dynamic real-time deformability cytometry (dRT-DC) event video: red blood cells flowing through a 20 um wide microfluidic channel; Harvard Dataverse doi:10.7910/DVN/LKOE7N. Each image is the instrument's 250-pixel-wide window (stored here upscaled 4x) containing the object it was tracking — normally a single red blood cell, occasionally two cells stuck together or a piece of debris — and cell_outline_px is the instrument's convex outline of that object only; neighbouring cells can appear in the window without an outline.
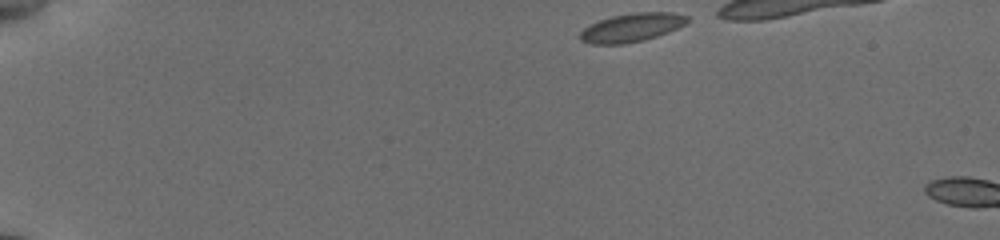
{"species": "common noctule bat (a hibernating species)", "species_latin": "Nyctalus noctula", "temperature_condition": "cold", "stored_images_in_passage": 4, "camera_frame_rate_fps": 3000, "um_per_image_px": 0.085, "animal": {"sex": "female", "body_mass_g": 19.5, "forearm_length_mm": 54.1}, "frame": {"image": 1, "passage_image": 1, "time_ms": 0.0, "image_size_px": [1000, 240], "cell_outline_px": [[692, 20], [668, 32], [644, 40], [624, 44], [588, 44], [580, 40], [580, 32], [584, 28], [600, 20], [612, 16], [636, 12], [672, 12], [688, 16]], "centroid_in_image_um": [53.7, 2.34], "position_along_channel_um": 31.3, "area_um2": 17.8}}